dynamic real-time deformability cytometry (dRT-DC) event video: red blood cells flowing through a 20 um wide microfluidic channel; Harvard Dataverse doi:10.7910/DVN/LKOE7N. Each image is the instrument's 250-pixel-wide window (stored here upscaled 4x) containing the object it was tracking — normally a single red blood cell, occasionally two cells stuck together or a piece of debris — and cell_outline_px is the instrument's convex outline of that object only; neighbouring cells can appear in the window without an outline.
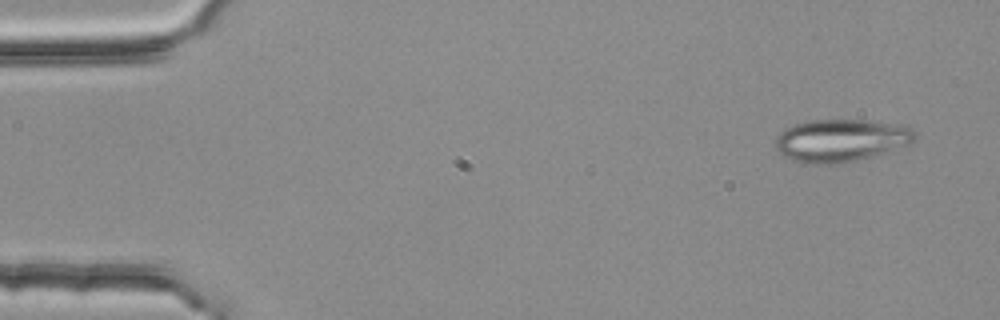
{"species": "common noctule bat (a hibernating species)", "species_latin": "Nyctalus noctula", "temperature_condition": "room temperature", "stored_images_in_passage": 3, "camera_frame_rate_fps": 3000, "um_per_image_px": 0.085, "animal": {"sex": "female", "body_mass_g": 25.1}, "frame": {"image": 1, "passage_image": 1, "time_ms": 0.0, "image_size_px": [1000, 320], "cell_outline_px": [[916, 136], [912, 144], [856, 160], [840, 164], [804, 164], [780, 156], [776, 148], [776, 136], [784, 128], [792, 124], [808, 120], [868, 120], [896, 124], [912, 128], [916, 132]], "centroid_in_image_um": [71.43, 11.94], "position_along_channel_um": 13.6, "area_um2": 35.03}}